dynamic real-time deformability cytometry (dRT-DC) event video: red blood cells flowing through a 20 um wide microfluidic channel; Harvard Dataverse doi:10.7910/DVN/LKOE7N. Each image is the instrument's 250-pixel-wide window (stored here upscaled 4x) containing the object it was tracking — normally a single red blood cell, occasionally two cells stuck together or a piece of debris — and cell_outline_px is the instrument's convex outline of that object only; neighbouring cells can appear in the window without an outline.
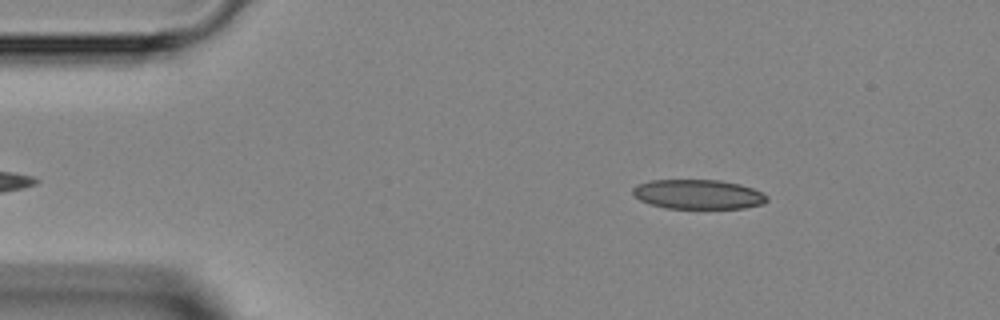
{"species": "Egyptian fruit bat (a non-hibernating species)", "species_latin": "Rousettus aegyptiacus", "temperature_condition": "room temperature", "stored_images_in_passage": 42, "camera_frame_rate_fps": 3000, "um_per_image_px": 0.085, "animal": {"sex": "female"}, "frame": {"image": 1, "passage_image": 3, "time_ms": 0.667, "image_size_px": [1000, 320], "cell_outline_px": [[768, 200], [764, 204], [744, 208], [664, 208], [640, 200], [632, 196], [632, 188], [636, 184], [652, 180], [720, 180], [740, 184], [752, 188], [768, 196]], "centroid_in_image_um": [59.32, 16.51], "position_along_channel_um": 25.7, "area_um2": 23.18}}
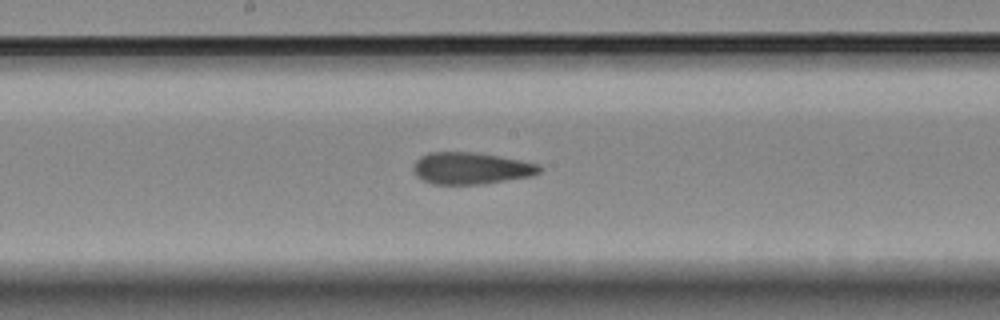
{"frame": {"image": 2, "passage_image": 20, "time_ms": 6.333, "image_size_px": [1000, 320], "cell_outline_px": [[544, 168], [540, 172], [532, 176], [484, 184], [432, 184], [416, 176], [412, 172], [412, 168], [416, 160], [420, 156], [428, 152], [476, 152], [520, 160], [540, 164]], "centroid_in_image_um": [40.04, 14.3], "position_along_channel_um": 208.2, "area_um2": 23.64}}
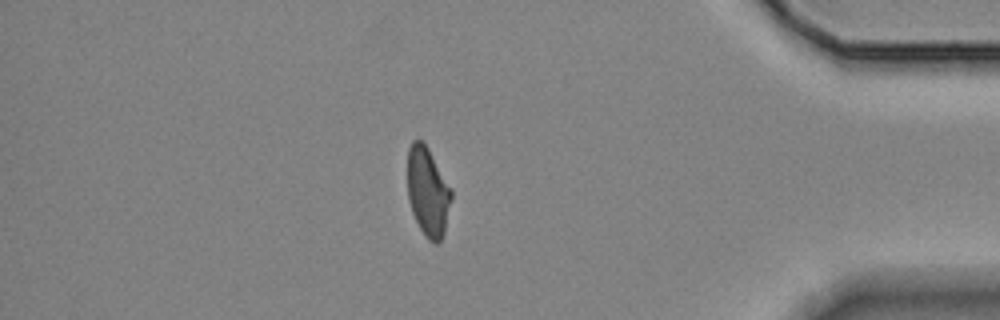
{"frame": {"image": 3, "passage_image": 36, "time_ms": 11.667, "image_size_px": [1000, 320], "cell_outline_px": [[452, 196], [444, 232], [440, 240], [436, 244], [428, 240], [424, 236], [412, 212], [408, 200], [408, 148], [412, 140], [420, 140], [428, 148], [452, 192]], "centroid_in_image_um": [36.34, 16.32], "position_along_channel_um": 398.9, "area_um2": 22.37}}